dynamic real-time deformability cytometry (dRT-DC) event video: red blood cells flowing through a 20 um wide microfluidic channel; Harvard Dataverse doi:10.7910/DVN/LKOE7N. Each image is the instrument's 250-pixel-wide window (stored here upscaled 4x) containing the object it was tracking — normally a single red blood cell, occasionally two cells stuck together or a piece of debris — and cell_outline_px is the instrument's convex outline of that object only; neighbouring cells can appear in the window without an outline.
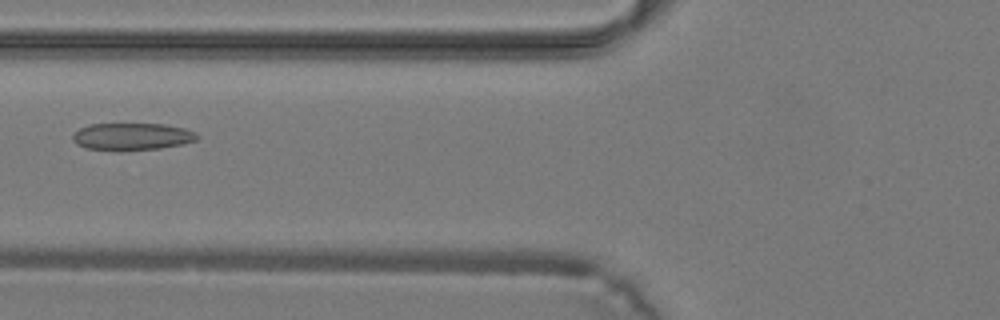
{"species": "common noctule bat (a hibernating species)", "species_latin": "Nyctalus noctula", "temperature_condition": "warm", "stored_images_in_passage": 41, "camera_frame_rate_fps": 3000, "um_per_image_px": 0.085, "animal": {"sex": "male", "body_mass_g": 19.2, "forearm_length_mm": 51.8}, "frame": {"image": 1, "passage_image": 17, "time_ms": 5.333, "image_size_px": [1000, 320], "cell_outline_px": [[200, 136], [196, 140], [184, 144], [160, 148], [84, 148], [76, 144], [72, 140], [72, 136], [80, 128], [92, 124], [164, 124], [184, 128], [196, 132]], "centroid_in_image_um": [11.27, 11.57], "position_along_channel_um": 114.5, "area_um2": 19.02}}
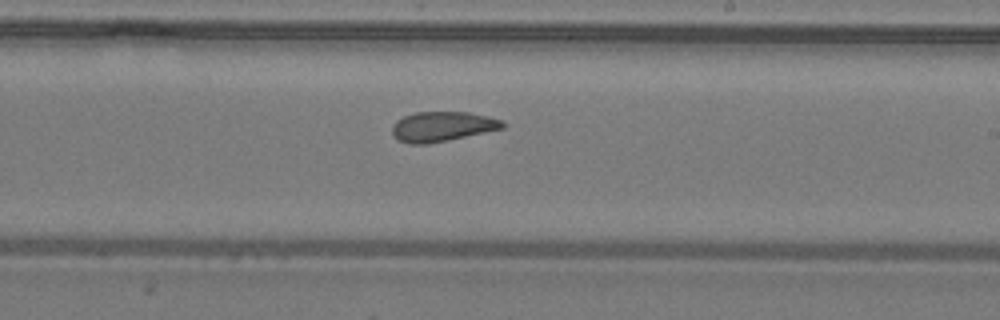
{"frame": {"image": 2, "passage_image": 25, "time_ms": 8.0, "image_size_px": [1000, 320], "cell_outline_px": [[504, 128], [448, 140], [428, 144], [408, 144], [400, 140], [392, 132], [392, 124], [396, 120], [404, 116], [416, 112], [468, 112], [488, 116], [504, 120]], "centroid_in_image_um": [37.6, 10.75], "position_along_channel_um": 251.4, "area_um2": 19.19}}
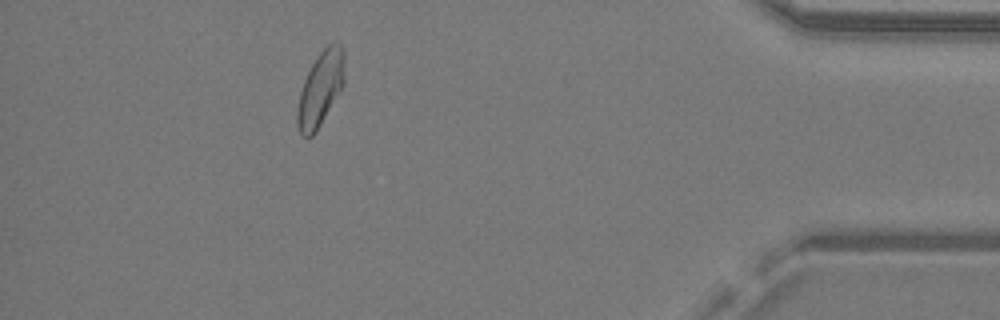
{"frame": {"image": 3, "passage_image": 37, "time_ms": 12.0, "image_size_px": [1000, 320], "cell_outline_px": [[344, 80], [340, 88], [316, 132], [308, 140], [300, 136], [296, 124], [296, 116], [300, 92], [304, 80], [316, 56], [328, 44], [336, 40], [344, 48]], "centroid_in_image_um": [27.21, 7.55], "position_along_channel_um": 408.0, "area_um2": 20.4}}